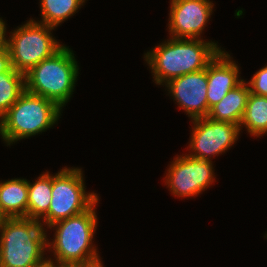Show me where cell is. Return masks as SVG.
Here are the masks:
<instances>
[{"mask_svg": "<svg viewBox=\"0 0 267 267\" xmlns=\"http://www.w3.org/2000/svg\"><path fill=\"white\" fill-rule=\"evenodd\" d=\"M221 51L214 42L200 39L172 38L147 52L145 58L157 84L206 69Z\"/></svg>", "mask_w": 267, "mask_h": 267, "instance_id": "cell-1", "label": "cell"}, {"mask_svg": "<svg viewBox=\"0 0 267 267\" xmlns=\"http://www.w3.org/2000/svg\"><path fill=\"white\" fill-rule=\"evenodd\" d=\"M0 267H39L46 240L39 220L26 217L3 218L0 223Z\"/></svg>", "mask_w": 267, "mask_h": 267, "instance_id": "cell-2", "label": "cell"}, {"mask_svg": "<svg viewBox=\"0 0 267 267\" xmlns=\"http://www.w3.org/2000/svg\"><path fill=\"white\" fill-rule=\"evenodd\" d=\"M96 203L98 200L85 212L49 226L57 227L52 248L59 266H89L101 262L91 245L97 225Z\"/></svg>", "mask_w": 267, "mask_h": 267, "instance_id": "cell-3", "label": "cell"}, {"mask_svg": "<svg viewBox=\"0 0 267 267\" xmlns=\"http://www.w3.org/2000/svg\"><path fill=\"white\" fill-rule=\"evenodd\" d=\"M78 69L72 51L62 46L25 74V90L51 100L61 108L72 95Z\"/></svg>", "mask_w": 267, "mask_h": 267, "instance_id": "cell-4", "label": "cell"}, {"mask_svg": "<svg viewBox=\"0 0 267 267\" xmlns=\"http://www.w3.org/2000/svg\"><path fill=\"white\" fill-rule=\"evenodd\" d=\"M61 109L53 101L25 90L1 117L0 135L8 145L36 135L55 124Z\"/></svg>", "mask_w": 267, "mask_h": 267, "instance_id": "cell-5", "label": "cell"}, {"mask_svg": "<svg viewBox=\"0 0 267 267\" xmlns=\"http://www.w3.org/2000/svg\"><path fill=\"white\" fill-rule=\"evenodd\" d=\"M52 29L54 27L29 20L12 33L6 45L14 70L25 75L63 46L50 35Z\"/></svg>", "mask_w": 267, "mask_h": 267, "instance_id": "cell-6", "label": "cell"}, {"mask_svg": "<svg viewBox=\"0 0 267 267\" xmlns=\"http://www.w3.org/2000/svg\"><path fill=\"white\" fill-rule=\"evenodd\" d=\"M61 170L52 176L51 203L43 217L48 226L85 212L98 200L96 194H86L81 169Z\"/></svg>", "mask_w": 267, "mask_h": 267, "instance_id": "cell-7", "label": "cell"}, {"mask_svg": "<svg viewBox=\"0 0 267 267\" xmlns=\"http://www.w3.org/2000/svg\"><path fill=\"white\" fill-rule=\"evenodd\" d=\"M190 148L195 152L188 155L194 159L210 160L227 150L238 139L240 126L234 123L216 121L208 117L196 118Z\"/></svg>", "mask_w": 267, "mask_h": 267, "instance_id": "cell-8", "label": "cell"}, {"mask_svg": "<svg viewBox=\"0 0 267 267\" xmlns=\"http://www.w3.org/2000/svg\"><path fill=\"white\" fill-rule=\"evenodd\" d=\"M211 160H200L188 155L177 157L168 169L166 183L174 195L194 196L214 180Z\"/></svg>", "mask_w": 267, "mask_h": 267, "instance_id": "cell-9", "label": "cell"}, {"mask_svg": "<svg viewBox=\"0 0 267 267\" xmlns=\"http://www.w3.org/2000/svg\"><path fill=\"white\" fill-rule=\"evenodd\" d=\"M166 86L192 120L208 116L207 68L171 79Z\"/></svg>", "mask_w": 267, "mask_h": 267, "instance_id": "cell-10", "label": "cell"}, {"mask_svg": "<svg viewBox=\"0 0 267 267\" xmlns=\"http://www.w3.org/2000/svg\"><path fill=\"white\" fill-rule=\"evenodd\" d=\"M209 0H172L169 29L173 38L196 39L212 13Z\"/></svg>", "mask_w": 267, "mask_h": 267, "instance_id": "cell-11", "label": "cell"}, {"mask_svg": "<svg viewBox=\"0 0 267 267\" xmlns=\"http://www.w3.org/2000/svg\"><path fill=\"white\" fill-rule=\"evenodd\" d=\"M229 58L228 53L220 51L207 66L208 113L212 106L243 81L238 79V66Z\"/></svg>", "mask_w": 267, "mask_h": 267, "instance_id": "cell-12", "label": "cell"}, {"mask_svg": "<svg viewBox=\"0 0 267 267\" xmlns=\"http://www.w3.org/2000/svg\"><path fill=\"white\" fill-rule=\"evenodd\" d=\"M249 94L250 87L246 86V83L242 81L238 86L229 91L219 103L210 108L207 117L240 126Z\"/></svg>", "mask_w": 267, "mask_h": 267, "instance_id": "cell-13", "label": "cell"}, {"mask_svg": "<svg viewBox=\"0 0 267 267\" xmlns=\"http://www.w3.org/2000/svg\"><path fill=\"white\" fill-rule=\"evenodd\" d=\"M27 204V180L12 179L0 183V215L3 218H27Z\"/></svg>", "mask_w": 267, "mask_h": 267, "instance_id": "cell-14", "label": "cell"}, {"mask_svg": "<svg viewBox=\"0 0 267 267\" xmlns=\"http://www.w3.org/2000/svg\"><path fill=\"white\" fill-rule=\"evenodd\" d=\"M52 176L45 173L33 184L28 182L27 218L39 220L49 210L52 197Z\"/></svg>", "mask_w": 267, "mask_h": 267, "instance_id": "cell-15", "label": "cell"}, {"mask_svg": "<svg viewBox=\"0 0 267 267\" xmlns=\"http://www.w3.org/2000/svg\"><path fill=\"white\" fill-rule=\"evenodd\" d=\"M245 125L253 136L267 133V97L250 93L244 116L240 123Z\"/></svg>", "mask_w": 267, "mask_h": 267, "instance_id": "cell-16", "label": "cell"}, {"mask_svg": "<svg viewBox=\"0 0 267 267\" xmlns=\"http://www.w3.org/2000/svg\"><path fill=\"white\" fill-rule=\"evenodd\" d=\"M25 91V75L13 68L0 75V118Z\"/></svg>", "mask_w": 267, "mask_h": 267, "instance_id": "cell-17", "label": "cell"}, {"mask_svg": "<svg viewBox=\"0 0 267 267\" xmlns=\"http://www.w3.org/2000/svg\"><path fill=\"white\" fill-rule=\"evenodd\" d=\"M85 0H41L42 24L57 27L73 15Z\"/></svg>", "mask_w": 267, "mask_h": 267, "instance_id": "cell-18", "label": "cell"}, {"mask_svg": "<svg viewBox=\"0 0 267 267\" xmlns=\"http://www.w3.org/2000/svg\"><path fill=\"white\" fill-rule=\"evenodd\" d=\"M248 84L250 93L267 97V66L257 71Z\"/></svg>", "mask_w": 267, "mask_h": 267, "instance_id": "cell-19", "label": "cell"}, {"mask_svg": "<svg viewBox=\"0 0 267 267\" xmlns=\"http://www.w3.org/2000/svg\"><path fill=\"white\" fill-rule=\"evenodd\" d=\"M12 68L7 45L0 47V75Z\"/></svg>", "mask_w": 267, "mask_h": 267, "instance_id": "cell-20", "label": "cell"}, {"mask_svg": "<svg viewBox=\"0 0 267 267\" xmlns=\"http://www.w3.org/2000/svg\"><path fill=\"white\" fill-rule=\"evenodd\" d=\"M5 23L2 19H0V47H3L6 45V38H5Z\"/></svg>", "mask_w": 267, "mask_h": 267, "instance_id": "cell-21", "label": "cell"}, {"mask_svg": "<svg viewBox=\"0 0 267 267\" xmlns=\"http://www.w3.org/2000/svg\"><path fill=\"white\" fill-rule=\"evenodd\" d=\"M39 267H61V266H55L54 262L50 260H47L44 264L40 265Z\"/></svg>", "mask_w": 267, "mask_h": 267, "instance_id": "cell-22", "label": "cell"}, {"mask_svg": "<svg viewBox=\"0 0 267 267\" xmlns=\"http://www.w3.org/2000/svg\"><path fill=\"white\" fill-rule=\"evenodd\" d=\"M78 267H103L101 262L95 263L93 265H89V266H78Z\"/></svg>", "mask_w": 267, "mask_h": 267, "instance_id": "cell-23", "label": "cell"}]
</instances>
